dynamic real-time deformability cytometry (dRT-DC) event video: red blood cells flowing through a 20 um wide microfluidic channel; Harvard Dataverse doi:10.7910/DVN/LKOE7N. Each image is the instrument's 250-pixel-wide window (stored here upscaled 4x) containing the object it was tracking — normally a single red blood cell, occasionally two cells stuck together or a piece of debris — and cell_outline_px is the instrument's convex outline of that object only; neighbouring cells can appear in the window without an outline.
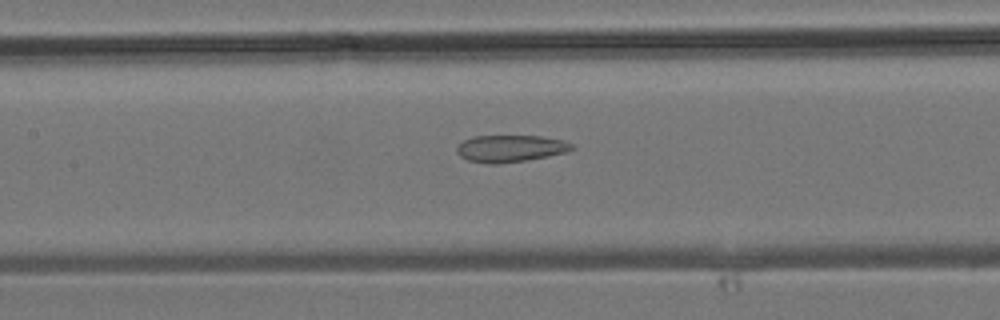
{"species": "common noctule bat (a hibernating species)", "species_latin": "Nyctalus noctula", "temperature_condition": "room temperature", "stored_images_in_passage": 25, "camera_frame_rate_fps": 3000, "um_per_image_px": 0.085, "animal": {"sex": "male", "body_mass_g": 19.2, "forearm_length_mm": 51.8}, "frame": {"image": 1, "passage_image": 15, "time_ms": 4.667, "image_size_px": [1000, 320], "cell_outline_px": [[576, 148], [564, 152], [548, 156], [528, 160], [496, 164], [488, 164], [468, 160], [460, 156], [456, 152], [456, 148], [464, 140], [472, 136], [540, 136], [564, 140], [572, 144]], "centroid_in_image_um": [43.37, 12.62], "position_along_channel_um": 164.0, "area_um2": 18.09}}
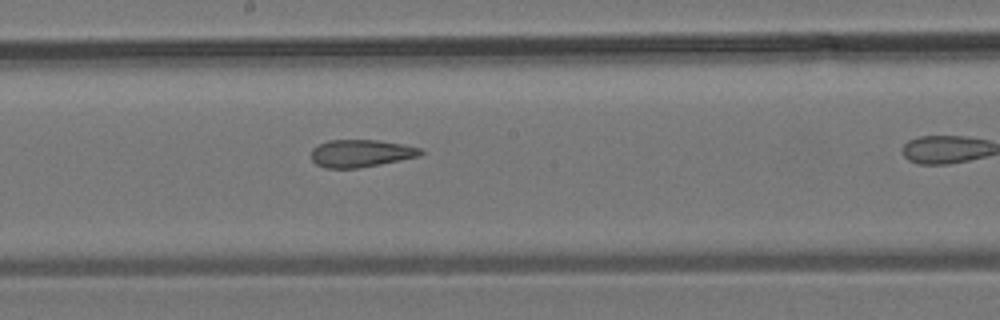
{"frame": {"image": 2, "passage_image": 18, "time_ms": 5.667, "image_size_px": [1000, 320], "cell_outline_px": [[424, 152], [420, 156], [380, 164], [356, 168], [324, 168], [316, 164], [312, 160], [312, 148], [328, 140], [376, 140], [404, 144], [420, 148]], "centroid_in_image_um": [30.68, 13.03], "position_along_channel_um": 217.5, "area_um2": 17.46}}
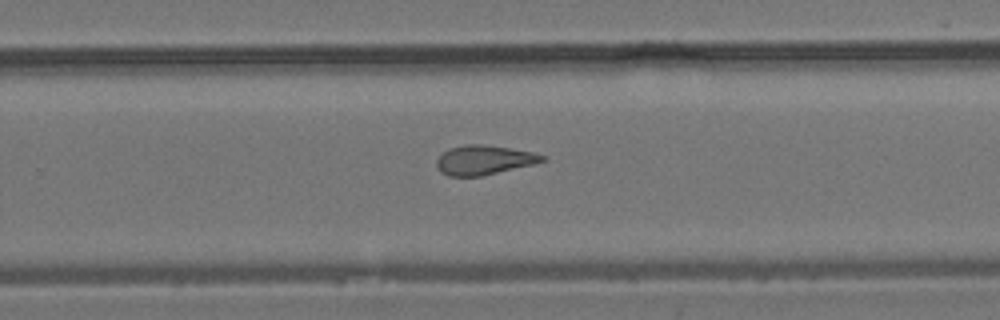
{"frame": {"image": 3, "passage_image": 22, "time_ms": 7.0, "image_size_px": [1000, 320], "cell_outline_px": [[548, 160], [532, 164], [480, 176], [448, 176], [440, 172], [436, 164], [436, 160], [448, 148], [464, 144], [484, 144], [532, 152], [548, 156]], "centroid_in_image_um": [41.13, 13.59], "position_along_channel_um": 288.7, "area_um2": 18.03}}